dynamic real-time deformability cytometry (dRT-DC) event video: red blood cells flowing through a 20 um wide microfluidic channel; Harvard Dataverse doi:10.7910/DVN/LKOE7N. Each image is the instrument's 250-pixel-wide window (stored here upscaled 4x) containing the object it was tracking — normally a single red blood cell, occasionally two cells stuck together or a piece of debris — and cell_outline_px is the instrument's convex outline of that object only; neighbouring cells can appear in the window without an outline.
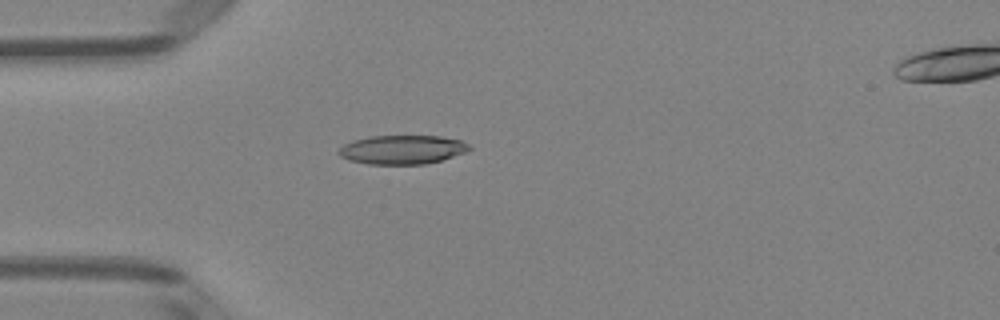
{"species": "Egyptian fruit bat (a non-hibernating species)", "species_latin": "Rousettus aegyptiacus", "temperature_condition": "room temperature", "stored_images_in_passage": 37, "camera_frame_rate_fps": 3000, "um_per_image_px": 0.085, "animal": {"sex": "female"}, "frame": {"image": 1, "passage_image": 1, "time_ms": 0.0, "image_size_px": [1000, 320], "cell_outline_px": [[472, 148], [464, 152], [440, 160], [424, 164], [368, 164], [348, 160], [340, 156], [336, 152], [344, 144], [352, 140], [368, 136], [440, 136], [460, 140], [468, 144]], "centroid_in_image_um": [34.13, 12.71], "position_along_channel_um": 50.9, "area_um2": 21.96}}
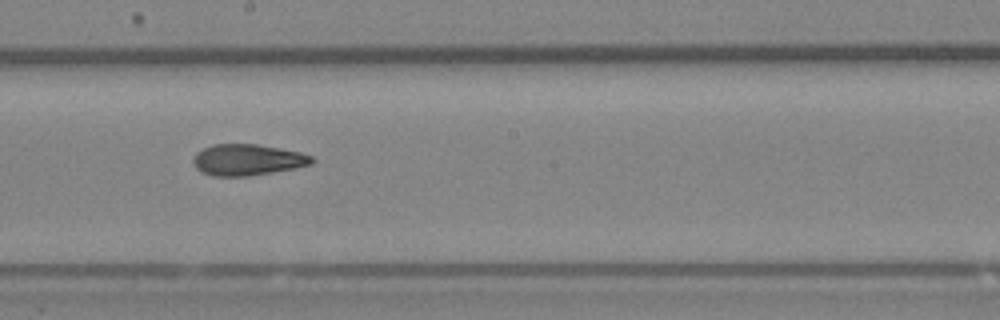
{"frame": {"image": 2, "passage_image": 15, "time_ms": 4.667, "image_size_px": [1000, 320], "cell_outline_px": [[316, 160], [312, 164], [296, 168], [248, 176], [212, 176], [200, 172], [192, 164], [192, 160], [196, 152], [212, 144], [256, 144], [280, 148], [300, 152], [312, 156]], "centroid_in_image_um": [21.02, 13.59], "position_along_channel_um": 227.2, "area_um2": 21.79}}
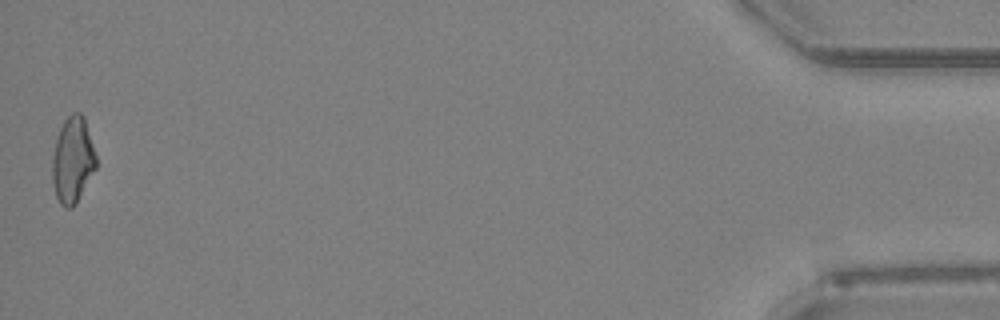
{"frame": {"image": 3, "passage_image": 37, "time_ms": 12.0, "image_size_px": [1000, 320], "cell_outline_px": [[96, 168], [76, 204], [72, 208], [64, 208], [60, 204], [56, 196], [52, 180], [52, 156], [56, 136], [64, 120], [72, 112], [80, 112], [84, 116], [96, 156]], "centroid_in_image_um": [6.16, 13.61], "position_along_channel_um": 429.0, "area_um2": 22.14}, "authors_computed_cell_mechanics": {"area_um2": 21.7328, "velocity_mm_per_s": 4.0237, "shape_relaxation_time_tau1_ms": null, "shape_relaxation_time_tau2_ms": 3.3467, "deformation_change_tau1": null, "deformation_change_tau2": 0.1098}}